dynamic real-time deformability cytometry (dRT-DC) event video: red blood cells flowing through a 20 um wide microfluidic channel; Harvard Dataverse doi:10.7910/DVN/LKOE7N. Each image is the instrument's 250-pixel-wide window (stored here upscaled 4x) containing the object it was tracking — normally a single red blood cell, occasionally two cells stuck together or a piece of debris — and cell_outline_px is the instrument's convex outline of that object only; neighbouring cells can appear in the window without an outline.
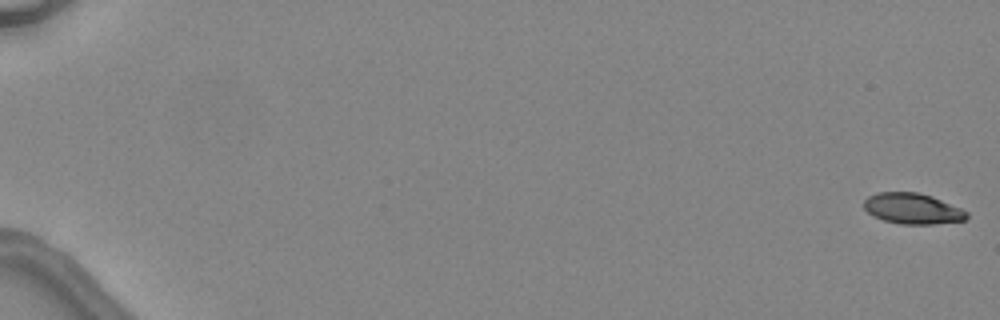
{"species": "common noctule bat (a hibernating species)", "species_latin": "Nyctalus noctula", "temperature_condition": "warm", "stored_images_in_passage": 6, "camera_frame_rate_fps": 3000, "um_per_image_px": 0.085, "animal": {"sex": "female", "body_mass_g": 24.6, "forearm_length_mm": 56.2}, "frame": {"image": 1, "passage_image": 1, "time_ms": 0.0, "image_size_px": [1000, 320], "cell_outline_px": [[968, 216], [964, 220], [932, 224], [900, 224], [884, 220], [872, 216], [864, 208], [864, 200], [868, 196], [876, 192], [920, 192], [932, 196], [960, 208], [968, 212]], "centroid_in_image_um": [77.53, 17.72], "position_along_channel_um": 7.5, "area_um2": 18.44}}
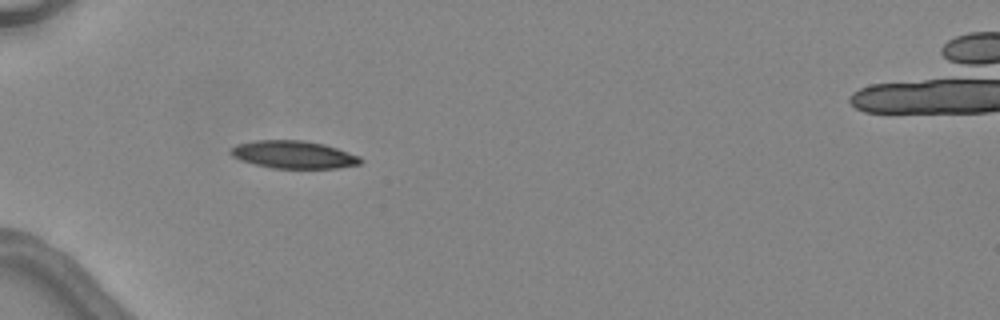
{"frame": {"image": 2, "passage_image": 5, "time_ms": 5.667, "image_size_px": [1000, 320], "cell_outline_px": [[364, 160], [360, 164], [336, 168], [272, 168], [240, 160], [232, 156], [228, 152], [236, 144], [256, 140], [304, 140], [324, 144], [360, 156]], "centroid_in_image_um": [24.95, 13.14], "position_along_channel_um": 60.0, "area_um2": 20.92}}